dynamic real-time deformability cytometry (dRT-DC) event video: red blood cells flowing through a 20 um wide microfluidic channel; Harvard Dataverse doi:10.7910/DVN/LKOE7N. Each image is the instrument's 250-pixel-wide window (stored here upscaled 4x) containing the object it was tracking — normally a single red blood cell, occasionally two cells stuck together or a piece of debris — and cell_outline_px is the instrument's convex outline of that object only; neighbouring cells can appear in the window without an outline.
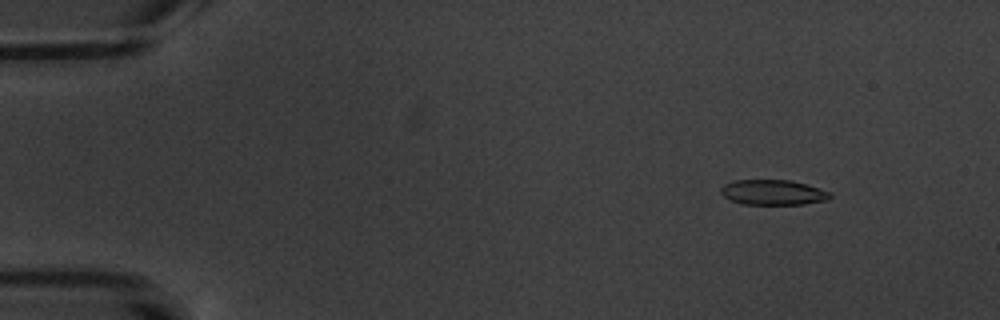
{"species": "common noctule bat (a hibernating species)", "species_latin": "Nyctalus noctula", "temperature_condition": "warm", "stored_images_in_passage": 5, "camera_frame_rate_fps": 3000, "um_per_image_px": 0.085, "animal": {"sex": "male", "body_mass_g": 20.1, "forearm_length_mm": 53.5}, "frame": {"image": 1, "passage_image": 2, "time_ms": 1.0, "image_size_px": [1000, 320], "cell_outline_px": [[832, 196], [828, 200], [804, 204], [740, 204], [724, 196], [720, 192], [720, 188], [724, 184], [732, 180], [792, 180], [832, 192]], "centroid_in_image_um": [65.72, 16.35], "position_along_channel_um": 19.3, "area_um2": 16.13}}
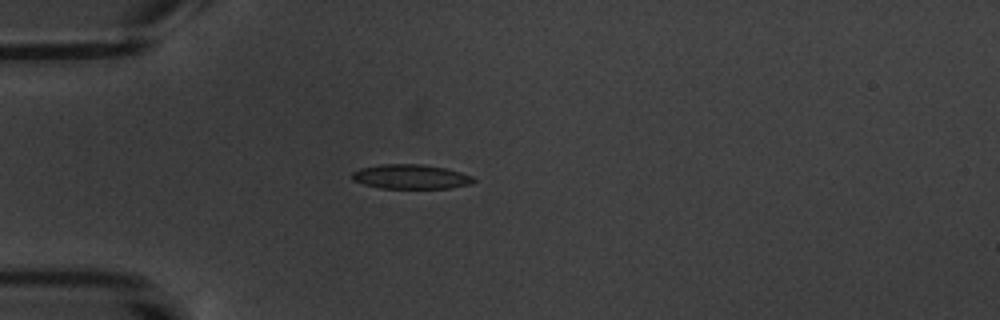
{"frame": {"image": 2, "passage_image": 5, "time_ms": 4.333, "image_size_px": [1000, 320], "cell_outline_px": [[476, 180], [472, 184], [448, 188], [380, 188], [364, 184], [352, 180], [352, 172], [360, 168], [380, 164], [424, 164], [444, 168], [460, 172], [472, 176]], "centroid_in_image_um": [34.91, 15.01], "position_along_channel_um": 50.1, "area_um2": 17.34}}